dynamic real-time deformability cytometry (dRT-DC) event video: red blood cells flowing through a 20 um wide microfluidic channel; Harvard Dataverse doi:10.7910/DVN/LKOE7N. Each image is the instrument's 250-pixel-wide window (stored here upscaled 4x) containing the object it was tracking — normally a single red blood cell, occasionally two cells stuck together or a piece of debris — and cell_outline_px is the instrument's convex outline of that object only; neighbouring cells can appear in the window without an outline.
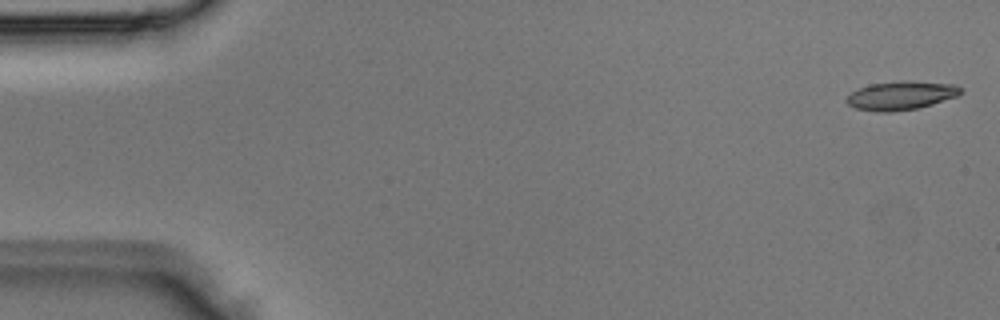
{"species": "Egyptian fruit bat (a non-hibernating species)", "species_latin": "Rousettus aegyptiacus", "temperature_condition": "room temperature", "stored_images_in_passage": 4, "segment_of_instrument_passage": [2, 2], "camera_frame_rate_fps": 3000, "um_per_image_px": 0.085, "animal": {"sex": "male"}, "frame": {"image": 1, "passage_image": 4, "time_ms": 1.0, "image_size_px": [1000, 320], "cell_outline_px": [[960, 92], [956, 96], [920, 108], [892, 112], [876, 112], [856, 108], [848, 104], [844, 100], [852, 92], [860, 88], [872, 84], [904, 80], [908, 80], [956, 84], [960, 88]], "centroid_in_image_um": [76.57, 8.12], "position_along_channel_um": 8.4, "area_um2": 19.02}}